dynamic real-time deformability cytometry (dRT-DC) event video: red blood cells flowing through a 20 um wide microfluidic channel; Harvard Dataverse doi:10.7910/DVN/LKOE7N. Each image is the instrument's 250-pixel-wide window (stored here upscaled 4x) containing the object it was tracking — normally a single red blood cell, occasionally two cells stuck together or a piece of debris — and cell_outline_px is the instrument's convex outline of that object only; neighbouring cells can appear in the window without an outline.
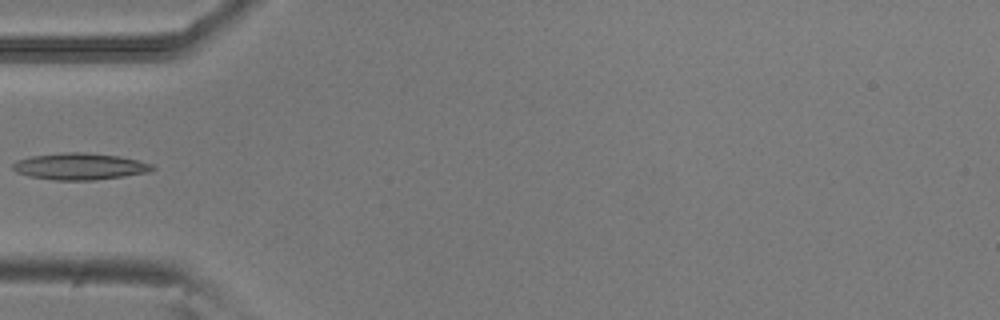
{"species": "common noctule bat (a hibernating species)", "species_latin": "Nyctalus noctula", "temperature_condition": "room temperature", "stored_images_in_passage": 6, "camera_frame_rate_fps": 3000, "um_per_image_px": 0.085, "animal": {"sex": "male", "body_mass_g": 20.5, "forearm_length_mm": 52.5}, "frame": {"image": 1, "passage_image": 5, "time_ms": 1.333, "image_size_px": [1000, 320], "cell_outline_px": [[156, 168], [148, 172], [124, 176], [92, 180], [56, 180], [28, 176], [16, 172], [12, 168], [12, 164], [16, 160], [32, 156], [64, 152], [84, 152], [120, 156], [152, 164]], "centroid_in_image_um": [6.76, 14.14], "position_along_channel_um": 78.2, "area_um2": 21.62}}
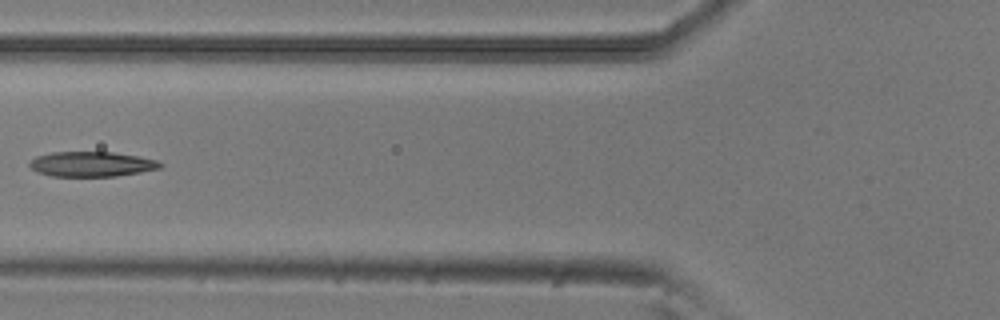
{"frame": {"image": 2, "passage_image": 6, "time_ms": 1.667, "image_size_px": [1000, 320], "cell_outline_px": [[164, 164], [160, 168], [140, 172], [116, 176], [52, 176], [36, 172], [28, 164], [28, 160], [36, 156], [52, 152], [112, 152], [140, 156], [156, 160]], "centroid_in_image_um": [7.76, 13.94], "position_along_channel_um": 118.0, "area_um2": 19.13}}